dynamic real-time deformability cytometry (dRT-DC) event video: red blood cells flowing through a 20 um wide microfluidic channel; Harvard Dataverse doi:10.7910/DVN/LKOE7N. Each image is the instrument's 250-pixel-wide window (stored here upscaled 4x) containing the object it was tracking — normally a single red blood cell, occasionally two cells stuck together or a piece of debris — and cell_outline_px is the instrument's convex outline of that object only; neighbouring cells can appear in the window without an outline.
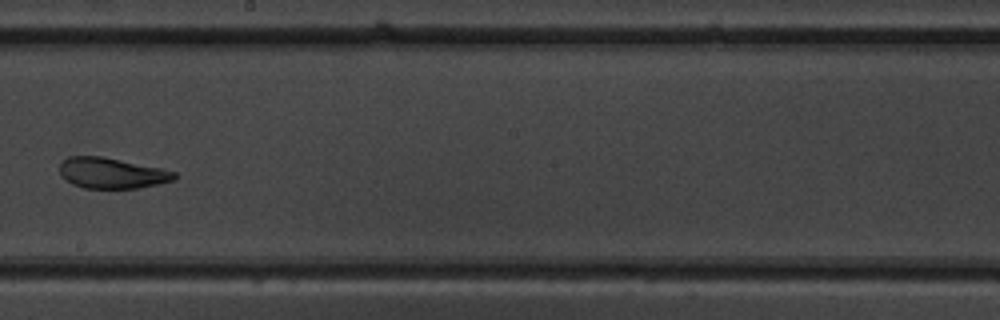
{"species": "common noctule bat (a hibernating species)", "species_latin": "Nyctalus noctula", "temperature_condition": "warm", "stored_images_in_passage": 10, "camera_frame_rate_fps": 3000, "um_per_image_px": 0.085, "animal": {"sex": "male", "body_mass_g": 19.5, "forearm_length_mm": 54.6}, "frame": {"image": 1, "passage_image": 9, "time_ms": 9.333, "image_size_px": [1000, 320], "cell_outline_px": [[176, 176], [172, 180], [156, 184], [136, 188], [84, 188], [72, 184], [64, 180], [60, 176], [60, 164], [68, 156], [104, 156], [160, 168], [176, 172]], "centroid_in_image_um": [9.44, 14.7], "position_along_channel_um": 238.8, "area_um2": 20.46}}
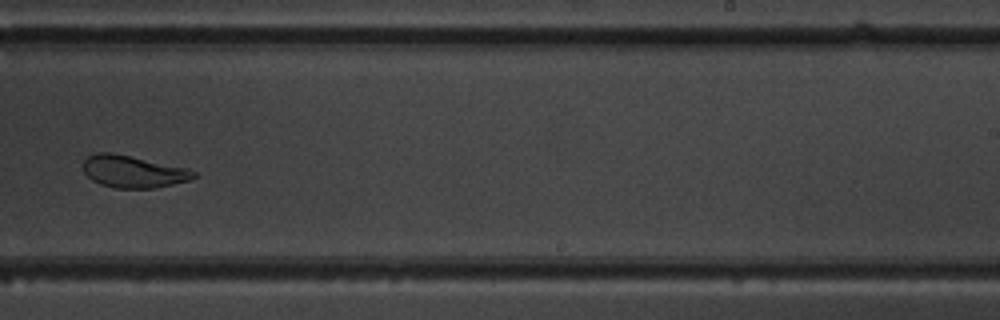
{"frame": {"image": 2, "passage_image": 10, "time_ms": 10.333, "image_size_px": [1000, 320], "cell_outline_px": [[200, 176], [188, 180], [156, 188], [116, 188], [100, 184], [92, 180], [84, 172], [84, 160], [88, 156], [96, 152], [112, 152], [188, 168], [196, 172]], "centroid_in_image_um": [11.34, 14.58], "position_along_channel_um": 277.7, "area_um2": 20.75}}